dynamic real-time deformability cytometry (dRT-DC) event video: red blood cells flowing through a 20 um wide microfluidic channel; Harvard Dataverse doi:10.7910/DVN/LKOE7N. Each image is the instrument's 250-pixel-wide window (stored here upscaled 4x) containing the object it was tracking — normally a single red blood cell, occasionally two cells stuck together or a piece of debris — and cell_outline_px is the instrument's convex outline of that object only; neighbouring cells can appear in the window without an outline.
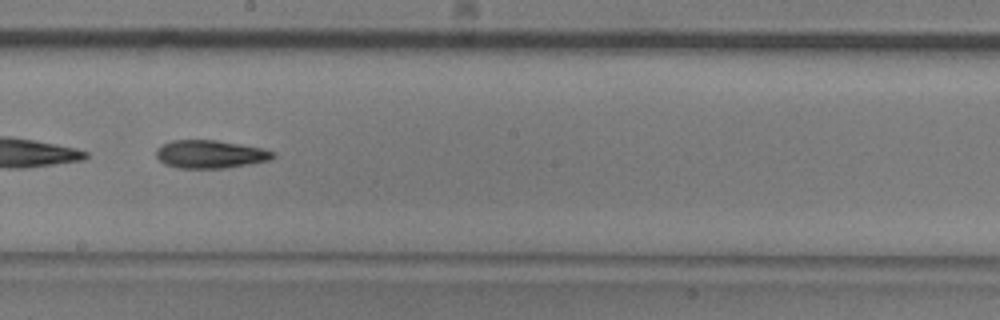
{"species": "common noctule bat (a hibernating species)", "species_latin": "Nyctalus noctula", "temperature_condition": "room temperature", "stored_images_in_passage": 51, "camera_frame_rate_fps": 3000, "um_per_image_px": 0.085, "animal": {"sex": "male", "body_mass_g": 20.5, "forearm_length_mm": 52.5}, "frame": {"image": 1, "passage_image": 29, "time_ms": 9.333, "image_size_px": [1000, 320], "cell_outline_px": [[276, 156], [272, 160], [224, 168], [176, 168], [164, 164], [156, 156], [156, 148], [160, 144], [172, 140], [216, 140], [264, 148], [276, 152]], "centroid_in_image_um": [17.88, 13.1], "position_along_channel_um": 230.3, "area_um2": 19.36}}
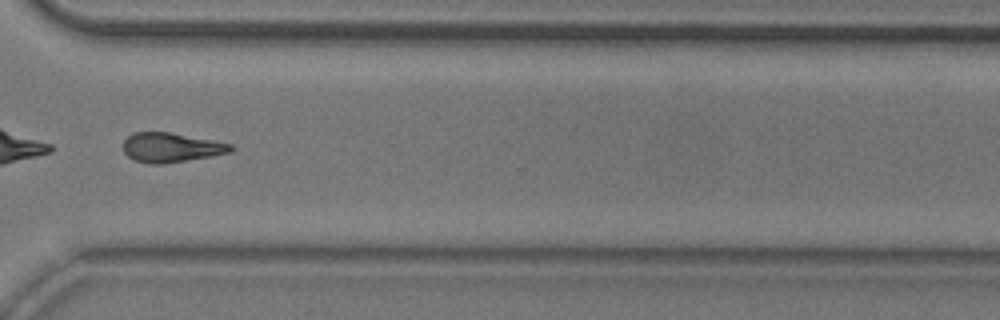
{"frame": {"image": 2, "passage_image": 39, "time_ms": 12.667, "image_size_px": [1000, 320], "cell_outline_px": [[236, 148], [232, 152], [212, 156], [160, 164], [152, 164], [136, 160], [128, 156], [124, 152], [124, 140], [132, 132], [168, 132], [212, 140], [232, 144]], "centroid_in_image_um": [14.57, 12.53], "position_along_channel_um": 356.0, "area_um2": 18.32}, "authors_computed_cell_mechanics": {"area_um2": 19.363, "velocity_mm_per_s": 3.7833, "shape_relaxation_time_tau1_ms": 6.705, "shape_relaxation_time_tau2_ms": 9.7016, "deformation_change_tau1": 0.1807, "deformation_change_tau2": 0.2344}}